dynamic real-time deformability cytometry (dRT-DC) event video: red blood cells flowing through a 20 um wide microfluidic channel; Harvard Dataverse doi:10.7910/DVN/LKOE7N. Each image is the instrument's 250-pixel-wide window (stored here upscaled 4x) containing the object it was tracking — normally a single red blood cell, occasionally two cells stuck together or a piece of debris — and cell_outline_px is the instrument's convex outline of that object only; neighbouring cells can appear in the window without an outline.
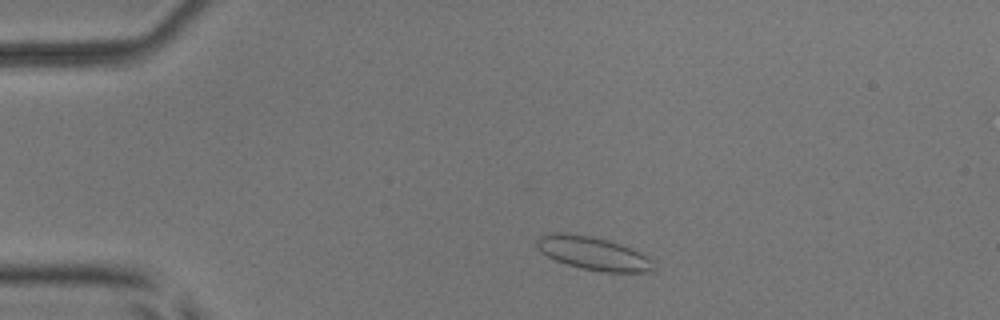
{"species": "common noctule bat (a hibernating species)", "species_latin": "Nyctalus noctula", "temperature_condition": "room temperature", "stored_images_in_passage": 4, "camera_frame_rate_fps": 3000, "um_per_image_px": 0.085, "animal": {"sex": "male", "body_mass_g": 17.9, "forearm_length_mm": 54.2}, "frame": {"image": 1, "passage_image": 2, "time_ms": 1.333, "image_size_px": [1000, 320], "cell_outline_px": [[656, 272], [604, 272], [580, 268], [556, 260], [540, 252], [536, 244], [536, 240], [540, 236], [548, 232], [564, 232], [592, 236], [620, 244], [640, 252], [652, 260], [656, 268]], "centroid_in_image_um": [50.43, 21.53], "position_along_channel_um": 34.6, "area_um2": 22.77}}